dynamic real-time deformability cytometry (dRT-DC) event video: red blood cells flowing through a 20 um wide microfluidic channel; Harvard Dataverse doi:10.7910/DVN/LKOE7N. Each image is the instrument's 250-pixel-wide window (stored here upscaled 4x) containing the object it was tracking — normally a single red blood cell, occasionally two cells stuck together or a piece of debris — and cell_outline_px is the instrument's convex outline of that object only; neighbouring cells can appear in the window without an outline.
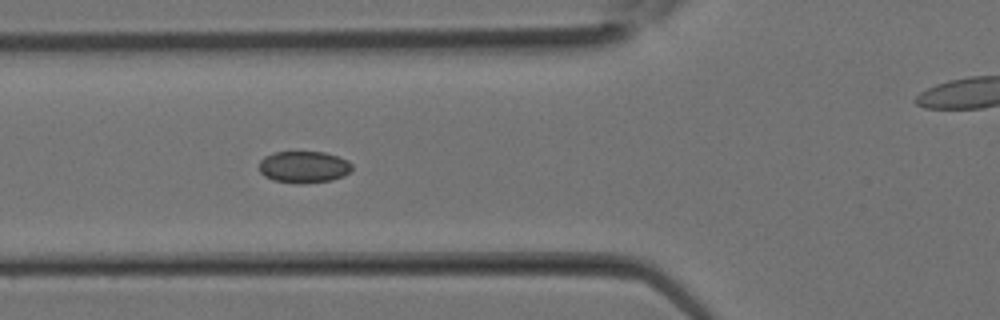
{"species": "Egyptian fruit bat (a non-hibernating species)", "species_latin": "Rousettus aegyptiacus", "temperature_condition": "room temperature", "stored_images_in_passage": 6, "segment_of_instrument_passage": [1, 2], "camera_frame_rate_fps": 3000, "um_per_image_px": 0.085, "animal": {"sex": "female"}, "frame": {"image": 1, "passage_image": 5, "time_ms": 1.333, "image_size_px": [1000, 320], "cell_outline_px": [[352, 168], [344, 176], [332, 180], [304, 184], [300, 184], [272, 180], [264, 176], [260, 172], [260, 160], [264, 156], [276, 152], [324, 152], [348, 160], [352, 164]], "centroid_in_image_um": [25.82, 14.2], "position_along_channel_um": 100.0, "area_um2": 17.28}}